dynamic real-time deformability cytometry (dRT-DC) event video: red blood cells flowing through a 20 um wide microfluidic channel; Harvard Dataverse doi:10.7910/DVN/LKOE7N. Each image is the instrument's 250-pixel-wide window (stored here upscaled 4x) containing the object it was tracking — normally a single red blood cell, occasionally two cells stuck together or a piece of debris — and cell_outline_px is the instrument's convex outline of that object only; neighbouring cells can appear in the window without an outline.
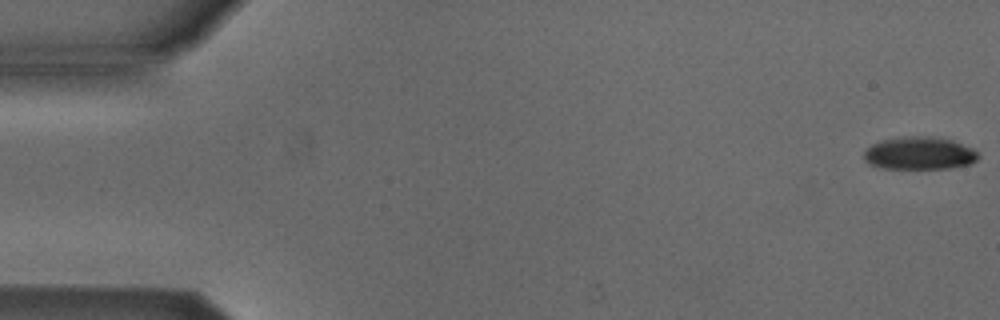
{"species": "Egyptian fruit bat (a non-hibernating species)", "species_latin": "Rousettus aegyptiacus", "temperature_condition": "cold", "stored_images_in_passage": 50, "camera_frame_rate_fps": 3000, "um_per_image_px": 0.085, "animal": {"sex": "male"}, "frame": {"image": 1, "passage_image": 1, "time_ms": 0.0, "image_size_px": [1000, 320], "cell_outline_px": [[980, 156], [976, 160], [968, 164], [948, 168], [884, 168], [872, 164], [864, 160], [864, 152], [872, 144], [880, 140], [904, 136], [932, 136], [952, 140], [972, 148]], "centroid_in_image_um": [78.14, 13.01], "position_along_channel_um": 6.9, "area_um2": 21.62}}
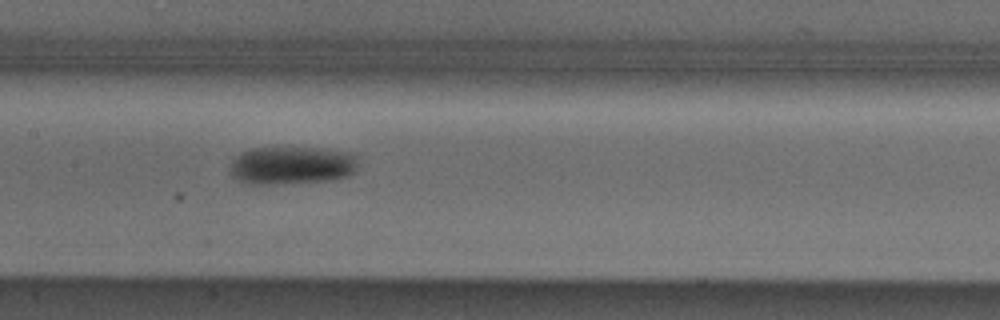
{"frame": {"image": 2, "passage_image": 26, "time_ms": 8.333, "image_size_px": [1000, 320], "cell_outline_px": [[356, 168], [348, 176], [328, 180], [268, 184], [248, 184], [232, 176], [228, 168], [232, 160], [240, 152], [248, 148], [324, 148], [356, 152]], "centroid_in_image_um": [24.78, 14.03], "position_along_channel_um": 182.6, "area_um2": 28.55}}
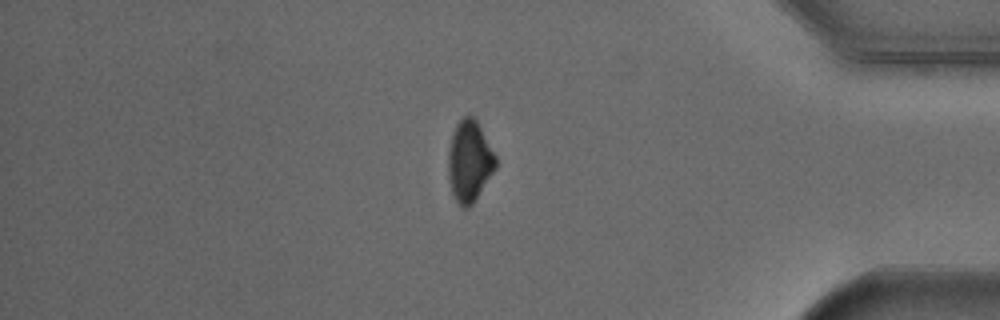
{"frame": {"image": 3, "passage_image": 45, "time_ms": 14.667, "image_size_px": [1000, 320], "cell_outline_px": [[496, 168], [472, 204], [468, 208], [464, 208], [456, 200], [452, 192], [448, 176], [448, 152], [452, 132], [456, 124], [464, 116], [476, 116], [496, 156]], "centroid_in_image_um": [39.9, 13.65], "position_along_channel_um": 395.3, "area_um2": 22.54}, "authors_computed_cell_mechanics": {"area_um2": 24.9696, "velocity_mm_per_s": 3.8686, "shape_relaxation_time_tau1_ms": 4.6897, "shape_relaxation_time_tau2_ms": null, "deformation_change_tau1": 0.1023, "deformation_change_tau2": null}}